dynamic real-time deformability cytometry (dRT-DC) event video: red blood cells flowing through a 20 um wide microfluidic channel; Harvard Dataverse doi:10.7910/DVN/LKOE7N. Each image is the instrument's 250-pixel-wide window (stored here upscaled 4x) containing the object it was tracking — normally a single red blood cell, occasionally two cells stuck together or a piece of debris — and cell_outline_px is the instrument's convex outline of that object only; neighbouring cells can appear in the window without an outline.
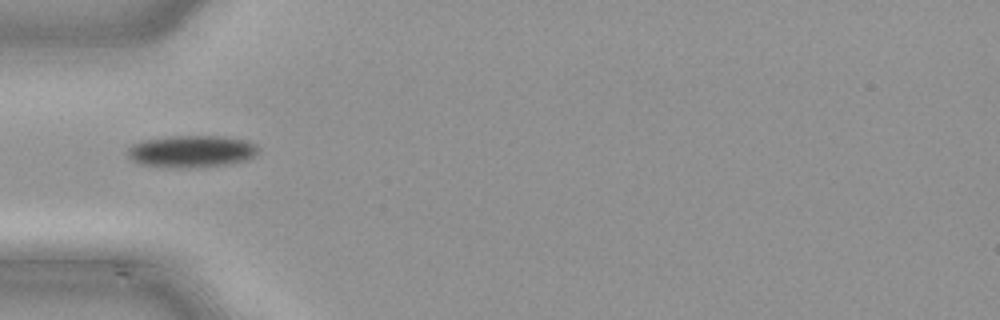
{"species": "common noctule bat (a hibernating species)", "species_latin": "Nyctalus noctula", "temperature_condition": "cold", "stored_images_in_passage": 31, "camera_frame_rate_fps": 3000, "um_per_image_px": 0.085, "animal": {"sex": "male", "body_mass_g": 21.5, "forearm_length_mm": 52.0}, "frame": {"image": 1, "passage_image": 1, "time_ms": 0.0, "image_size_px": [1000, 320], "cell_outline_px": [[260, 148], [256, 156], [244, 160], [224, 164], [140, 164], [128, 152], [136, 144], [144, 140], [172, 136], [224, 136], [248, 140], [256, 144]], "centroid_in_image_um": [16.46, 12.78], "position_along_channel_um": 68.5, "area_um2": 22.6}}
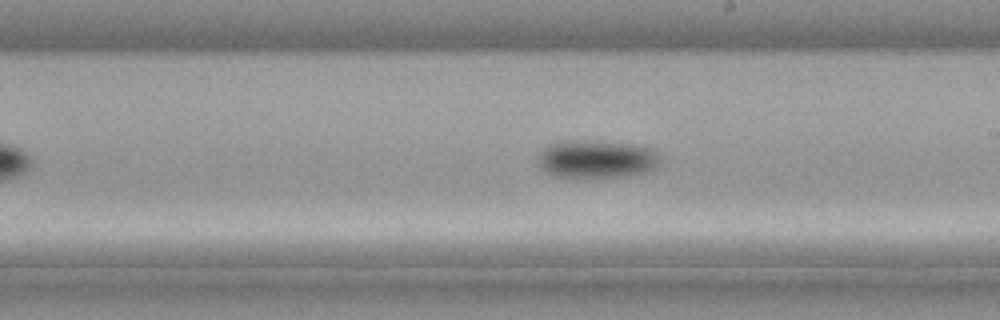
{"frame": {"image": 2, "passage_image": 13, "time_ms": 4.0, "image_size_px": [1000, 320], "cell_outline_px": [[660, 160], [652, 168], [644, 172], [628, 176], [584, 180], [552, 176], [544, 172], [540, 168], [540, 152], [548, 144], [556, 140], [596, 140], [632, 144], [652, 148]], "centroid_in_image_um": [50.62, 13.55], "position_along_channel_um": 238.4, "area_um2": 27.98}}
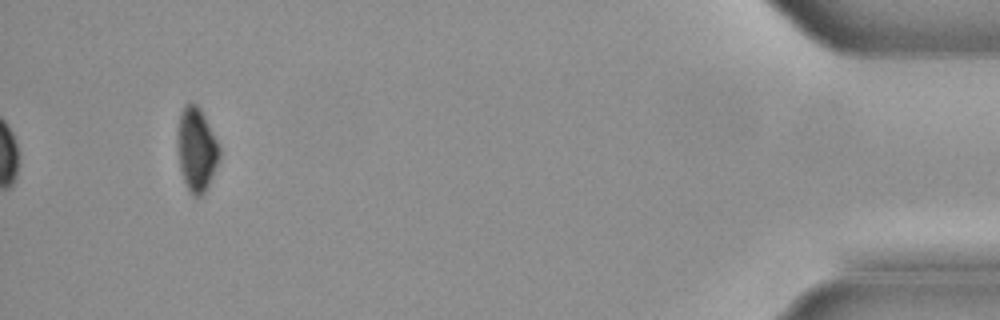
{"frame": {"image": 3, "passage_image": 31, "time_ms": 10.0, "image_size_px": [1000, 320], "cell_outline_px": [[220, 160], [208, 188], [200, 196], [196, 196], [188, 188], [184, 180], [180, 168], [180, 112], [184, 104], [196, 104], [200, 108], [220, 148]], "centroid_in_image_um": [16.77, 12.73], "position_along_channel_um": 418.4, "area_um2": 19.59}}